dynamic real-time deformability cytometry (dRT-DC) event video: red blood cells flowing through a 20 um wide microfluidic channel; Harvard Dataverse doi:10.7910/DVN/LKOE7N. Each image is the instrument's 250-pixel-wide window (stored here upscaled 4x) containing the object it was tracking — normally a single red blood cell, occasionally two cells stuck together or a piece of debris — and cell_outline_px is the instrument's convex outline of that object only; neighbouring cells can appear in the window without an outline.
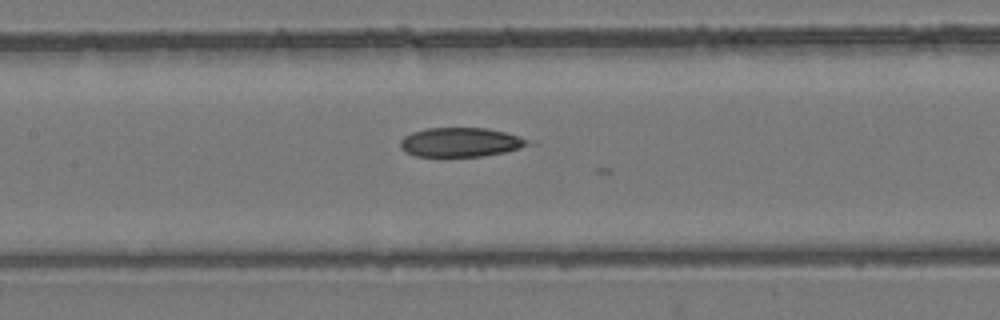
{"species": "common noctule bat (a hibernating species)", "species_latin": "Nyctalus noctula", "temperature_condition": "room temperature", "stored_images_in_passage": 28, "camera_frame_rate_fps": 3000, "um_per_image_px": 0.085, "animal": {"sex": "female", "body_mass_g": 24.6, "forearm_length_mm": 56.2}, "frame": {"image": 1, "passage_image": 21, "time_ms": 6.667, "image_size_px": [1000, 320], "cell_outline_px": [[536, 144], [504, 152], [480, 156], [416, 156], [404, 152], [400, 148], [400, 140], [404, 136], [412, 132], [428, 128], [488, 128], [536, 140]], "centroid_in_image_um": [39.22, 12.08], "position_along_channel_um": 168.2, "area_um2": 22.02}}
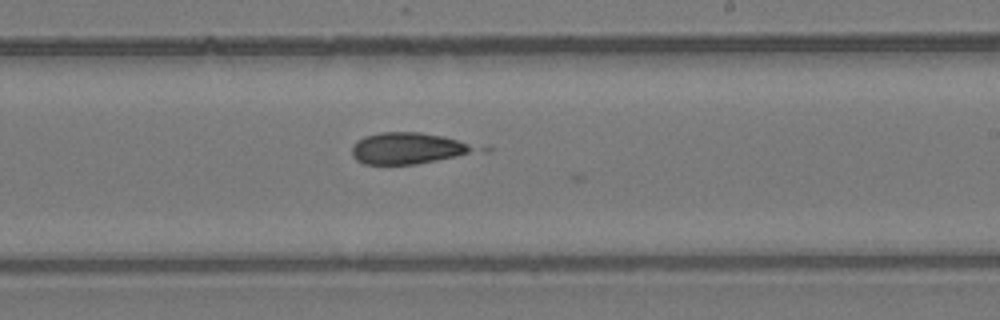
{"frame": {"image": 2, "passage_image": 27, "time_ms": 8.667, "image_size_px": [1000, 320], "cell_outline_px": [[492, 152], [416, 164], [364, 164], [356, 160], [352, 156], [352, 144], [356, 140], [364, 136], [380, 132], [420, 132], [444, 136], [492, 148]], "centroid_in_image_um": [34.97, 12.61], "position_along_channel_um": 254.0, "area_um2": 24.1}}